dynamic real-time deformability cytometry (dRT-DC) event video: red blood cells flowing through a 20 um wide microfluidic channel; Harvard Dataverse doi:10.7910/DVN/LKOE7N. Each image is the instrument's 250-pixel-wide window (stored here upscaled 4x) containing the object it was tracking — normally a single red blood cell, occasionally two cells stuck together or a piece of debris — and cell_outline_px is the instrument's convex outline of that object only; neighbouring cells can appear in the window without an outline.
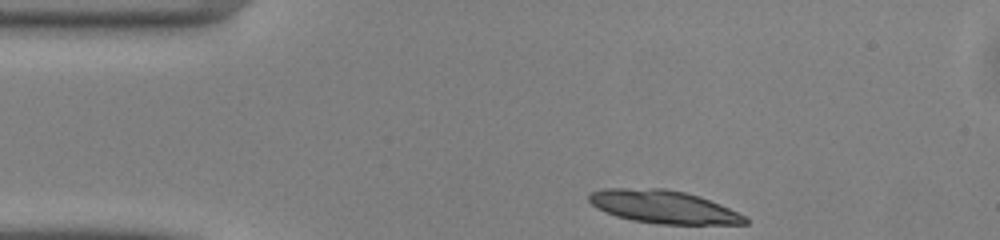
{"species": "common noctule bat (a hibernating species)", "species_latin": "Nyctalus noctula", "temperature_condition": "warm", "stored_images_in_passage": 42, "camera_frame_rate_fps": 3000, "um_per_image_px": 0.085, "animal": {"sex": "male", "body_mass_g": 13.0, "forearm_length_mm": 53.1}, "frame": {"image": 1, "passage_image": 1, "time_ms": 0.0, "image_size_px": [1000, 240], "cell_outline_px": [[748, 224], [660, 224], [632, 220], [616, 216], [604, 212], [596, 208], [588, 200], [588, 192], [604, 188], [664, 188], [684, 192], [700, 196], [720, 204], [744, 216], [748, 220]], "centroid_in_image_um": [56.33, 17.57], "position_along_channel_um": 28.7, "area_um2": 30.06}}